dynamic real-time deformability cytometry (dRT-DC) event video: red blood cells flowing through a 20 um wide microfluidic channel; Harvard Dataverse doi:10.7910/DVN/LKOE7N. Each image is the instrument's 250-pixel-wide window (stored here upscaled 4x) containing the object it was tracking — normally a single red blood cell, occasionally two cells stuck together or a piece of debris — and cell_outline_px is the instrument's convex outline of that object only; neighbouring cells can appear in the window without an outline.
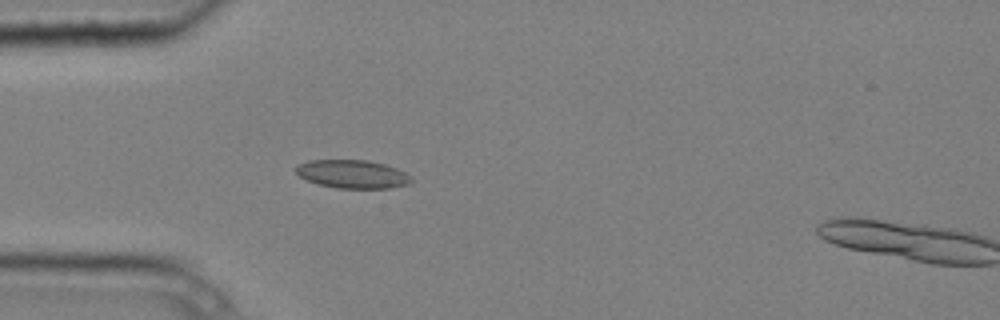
{"species": "common noctule bat (a hibernating species)", "species_latin": "Nyctalus noctula", "temperature_condition": "cold", "stored_images_in_passage": 5, "camera_frame_rate_fps": 3000, "um_per_image_px": 0.085, "animal": {"sex": "male", "body_mass_g": 20.4}, "frame": {"image": 1, "passage_image": 4, "time_ms": 1.0, "image_size_px": [1000, 320], "cell_outline_px": [[412, 180], [408, 184], [392, 188], [336, 188], [316, 184], [300, 176], [296, 172], [296, 168], [300, 164], [308, 160], [368, 160], [384, 164], [396, 168], [412, 176]], "centroid_in_image_um": [29.98, 14.8], "position_along_channel_um": 55.0, "area_um2": 19.02}}